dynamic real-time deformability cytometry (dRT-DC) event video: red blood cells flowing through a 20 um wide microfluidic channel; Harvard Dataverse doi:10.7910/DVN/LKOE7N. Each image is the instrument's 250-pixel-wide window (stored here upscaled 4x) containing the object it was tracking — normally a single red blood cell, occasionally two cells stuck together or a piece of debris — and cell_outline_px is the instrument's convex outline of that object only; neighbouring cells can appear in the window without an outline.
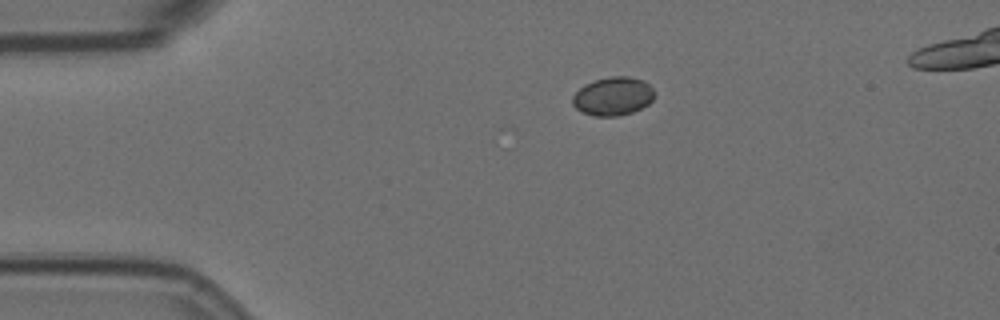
{"species": "Egyptian fruit bat (a non-hibernating species)", "species_latin": "Rousettus aegyptiacus", "temperature_condition": "room temperature", "stored_images_in_passage": 2, "camera_frame_rate_fps": 3000, "um_per_image_px": 0.085, "animal": {"sex": "female"}, "frame": {"image": 1, "passage_image": 2, "time_ms": 0.333, "image_size_px": [1000, 320], "cell_outline_px": [[656, 96], [648, 104], [632, 112], [616, 116], [592, 116], [576, 108], [572, 104], [572, 96], [584, 84], [608, 76], [628, 76], [644, 80], [656, 92]], "centroid_in_image_um": [52.12, 8.17], "position_along_channel_um": 32.9, "area_um2": 18.44}}